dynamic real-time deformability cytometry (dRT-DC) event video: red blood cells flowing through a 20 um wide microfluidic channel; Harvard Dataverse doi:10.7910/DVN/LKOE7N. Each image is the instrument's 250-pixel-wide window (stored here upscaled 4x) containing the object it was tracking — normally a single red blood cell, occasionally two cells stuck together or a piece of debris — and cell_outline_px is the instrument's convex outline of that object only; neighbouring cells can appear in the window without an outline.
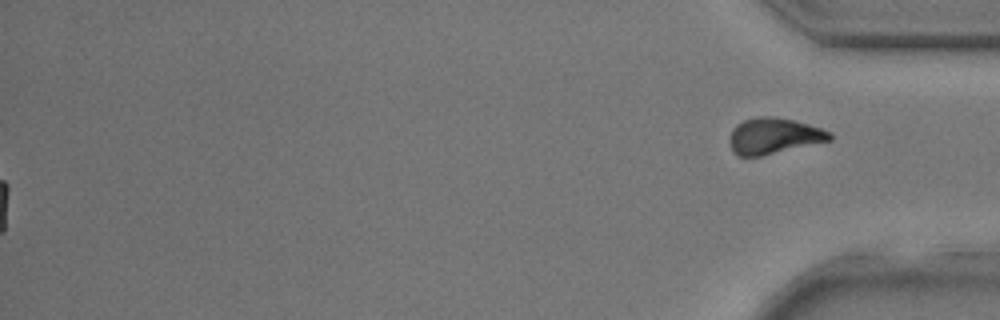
{"species": "common noctule bat (a hibernating species)", "species_latin": "Nyctalus noctula", "temperature_condition": "room temperature", "stored_images_in_passage": 39, "segment_of_instrument_passage": [2, 2], "camera_frame_rate_fps": 3000, "um_per_image_px": 0.085, "animal": {"sex": "male", "body_mass_g": 17.9, "forearm_length_mm": 54.2}, "frame": {"image": 1, "passage_image": 39, "time_ms": 12.667, "image_size_px": [1000, 320], "cell_outline_px": [[832, 140], [760, 156], [736, 156], [732, 152], [728, 140], [732, 128], [736, 124], [744, 120], [760, 116], [768, 116], [792, 120], [808, 124], [832, 132]], "centroid_in_image_um": [65.73, 11.56], "position_along_channel_um": 369.5, "area_um2": 21.04}}